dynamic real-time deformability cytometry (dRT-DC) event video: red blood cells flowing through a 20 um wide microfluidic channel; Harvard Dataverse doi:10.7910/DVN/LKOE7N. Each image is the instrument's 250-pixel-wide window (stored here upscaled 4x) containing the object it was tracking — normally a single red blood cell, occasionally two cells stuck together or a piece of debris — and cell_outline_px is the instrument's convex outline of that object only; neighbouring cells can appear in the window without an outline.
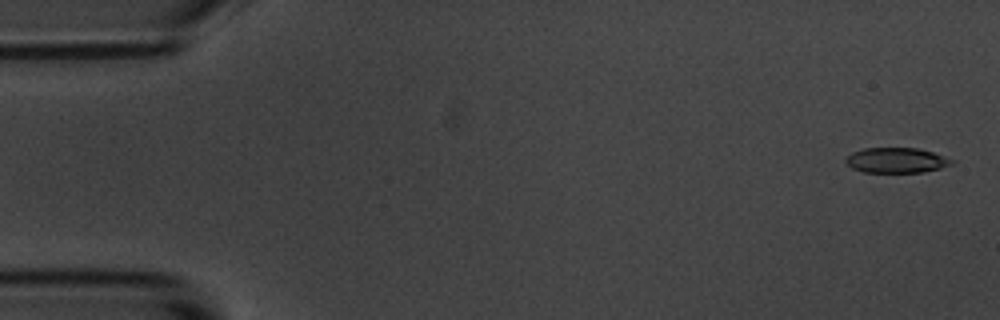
{"species": "common noctule bat (a hibernating species)", "species_latin": "Nyctalus noctula", "temperature_condition": "room temperature", "stored_images_in_passage": 5, "camera_frame_rate_fps": 3000, "um_per_image_px": 0.085, "animal": {"sex": "male", "body_mass_g": 20.1, "forearm_length_mm": 53.5}, "frame": {"image": 1, "passage_image": 1, "time_ms": 0.0, "image_size_px": [1000, 320], "cell_outline_px": [[956, 164], [924, 172], [864, 172], [852, 168], [844, 160], [852, 152], [864, 148], [920, 148], [956, 160]], "centroid_in_image_um": [76.25, 13.62], "position_along_channel_um": 8.8, "area_um2": 15.66}}
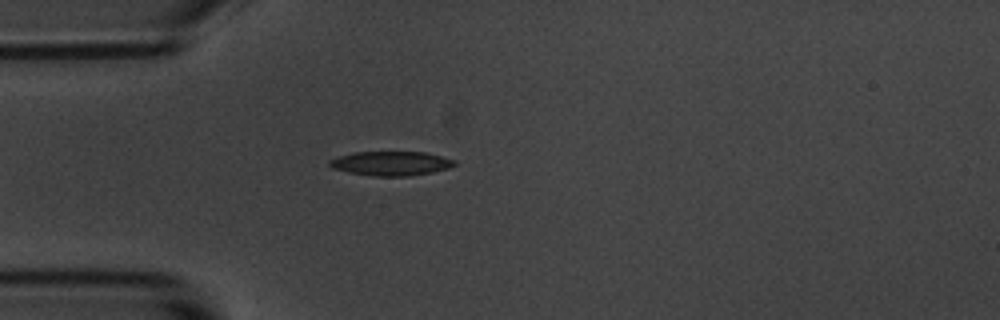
{"frame": {"image": 2, "passage_image": 5, "time_ms": 4.667, "image_size_px": [1000, 320], "cell_outline_px": [[456, 164], [448, 168], [432, 172], [408, 176], [372, 176], [348, 172], [332, 168], [328, 164], [328, 160], [352, 152], [424, 152], [456, 160]], "centroid_in_image_um": [33.21, 13.89], "position_along_channel_um": 51.8, "area_um2": 17.63}}